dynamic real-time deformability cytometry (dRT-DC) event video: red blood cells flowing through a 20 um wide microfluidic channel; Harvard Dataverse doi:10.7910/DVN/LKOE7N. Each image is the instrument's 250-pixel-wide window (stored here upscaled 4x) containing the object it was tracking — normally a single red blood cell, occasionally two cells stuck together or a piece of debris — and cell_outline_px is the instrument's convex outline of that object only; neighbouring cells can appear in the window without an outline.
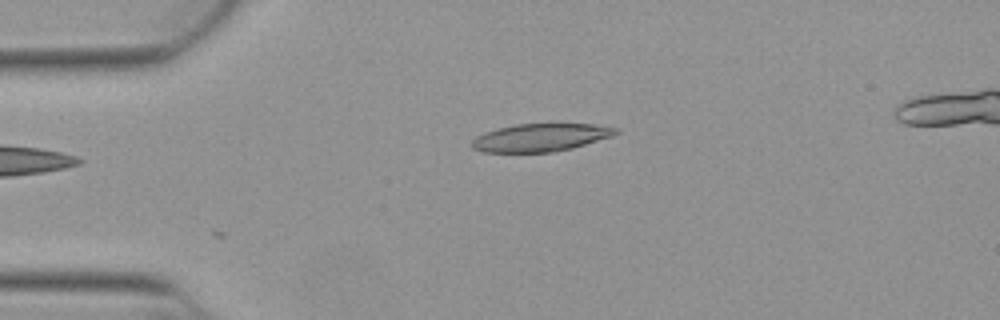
{"species": "Egyptian fruit bat (a non-hibernating species)", "species_latin": "Rousettus aegyptiacus", "temperature_condition": "warm", "stored_images_in_passage": 8, "camera_frame_rate_fps": 3000, "um_per_image_px": 0.085, "animal": {"sex": "female"}, "frame": {"image": 1, "passage_image": 1, "time_ms": 0.0, "image_size_px": [1000, 320], "cell_outline_px": [[620, 132], [612, 136], [572, 148], [552, 152], [484, 152], [472, 148], [472, 140], [476, 136], [484, 132], [516, 124], [592, 124], [620, 128]], "centroid_in_image_um": [45.96, 11.69], "position_along_channel_um": 39.0, "area_um2": 23.24}}
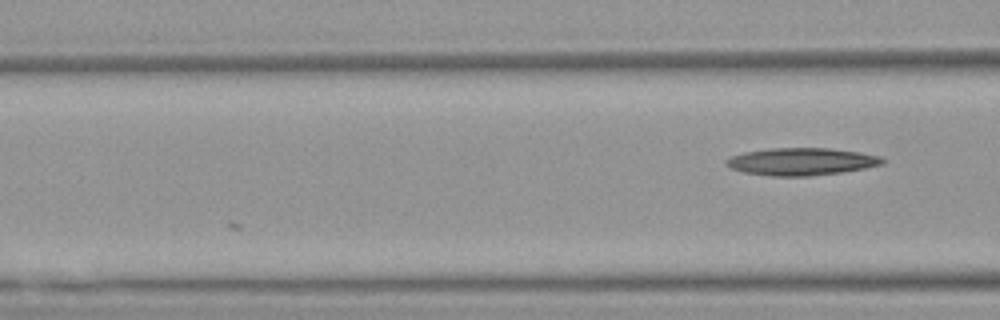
{"frame": {"image": 2, "passage_image": 8, "time_ms": 2.333, "image_size_px": [1000, 320], "cell_outline_px": [[888, 160], [884, 164], [864, 168], [840, 172], [808, 176], [772, 176], [744, 172], [732, 168], [724, 164], [724, 160], [732, 156], [744, 152], [772, 148], [828, 148], [860, 152], [880, 156]], "centroid_in_image_um": [68.14, 13.73], "position_along_channel_um": 98.5, "area_um2": 24.91}}